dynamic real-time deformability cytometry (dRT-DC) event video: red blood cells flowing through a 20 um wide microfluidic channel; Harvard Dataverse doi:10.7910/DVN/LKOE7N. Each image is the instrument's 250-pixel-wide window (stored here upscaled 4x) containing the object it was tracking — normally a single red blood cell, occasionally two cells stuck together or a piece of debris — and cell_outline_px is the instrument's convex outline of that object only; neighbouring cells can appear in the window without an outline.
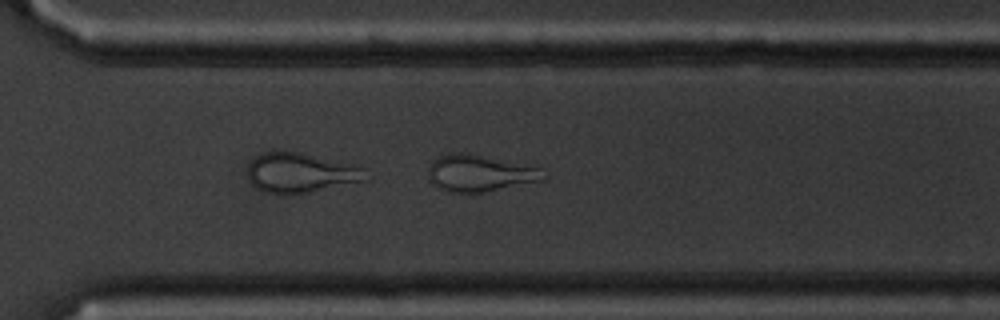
{"species": "common noctule bat (a hibernating species)", "species_latin": "Nyctalus noctula", "temperature_condition": "cold", "stored_images_in_passage": 54, "camera_frame_rate_fps": 3000, "um_per_image_px": 0.085, "animal": {"sex": "male", "body_mass_g": 20.1, "forearm_length_mm": 53.5}, "frame": {"image": 1, "passage_image": 39, "time_ms": 12.667, "image_size_px": [1000, 320], "cell_outline_px": [[548, 176], [544, 180], [484, 192], [448, 192], [432, 184], [428, 180], [428, 168], [432, 160], [448, 152], [468, 152], [536, 164]], "centroid_in_image_um": [40.84, 14.68], "position_along_channel_um": 329.8, "area_um2": 25.61}}